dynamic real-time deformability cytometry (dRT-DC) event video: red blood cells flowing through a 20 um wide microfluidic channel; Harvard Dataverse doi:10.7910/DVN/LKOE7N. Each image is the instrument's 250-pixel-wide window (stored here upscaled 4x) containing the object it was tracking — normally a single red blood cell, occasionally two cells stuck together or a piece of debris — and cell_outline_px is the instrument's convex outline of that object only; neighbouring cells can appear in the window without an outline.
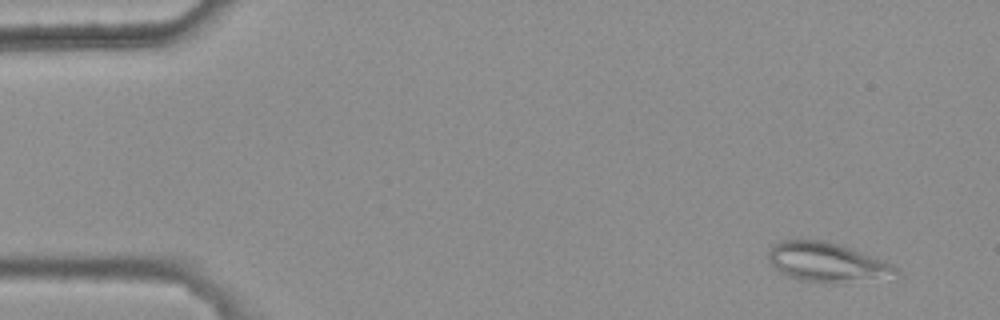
{"species": "common noctule bat (a hibernating species)", "species_latin": "Nyctalus noctula", "temperature_condition": "warm", "stored_images_in_passage": 6, "camera_frame_rate_fps": 3000, "um_per_image_px": 0.085, "animal": {"sex": "female", "body_mass_g": 25.1}, "frame": {"image": 1, "passage_image": 1, "time_ms": 0.0, "image_size_px": [1000, 320], "cell_outline_px": [[900, 272], [840, 284], [836, 284], [804, 280], [788, 276], [780, 272], [768, 260], [768, 252], [772, 244], [780, 240], [824, 240], [844, 244], [884, 260], [892, 264]], "centroid_in_image_um": [70.22, 22.25], "position_along_channel_um": 14.8, "area_um2": 29.07}}